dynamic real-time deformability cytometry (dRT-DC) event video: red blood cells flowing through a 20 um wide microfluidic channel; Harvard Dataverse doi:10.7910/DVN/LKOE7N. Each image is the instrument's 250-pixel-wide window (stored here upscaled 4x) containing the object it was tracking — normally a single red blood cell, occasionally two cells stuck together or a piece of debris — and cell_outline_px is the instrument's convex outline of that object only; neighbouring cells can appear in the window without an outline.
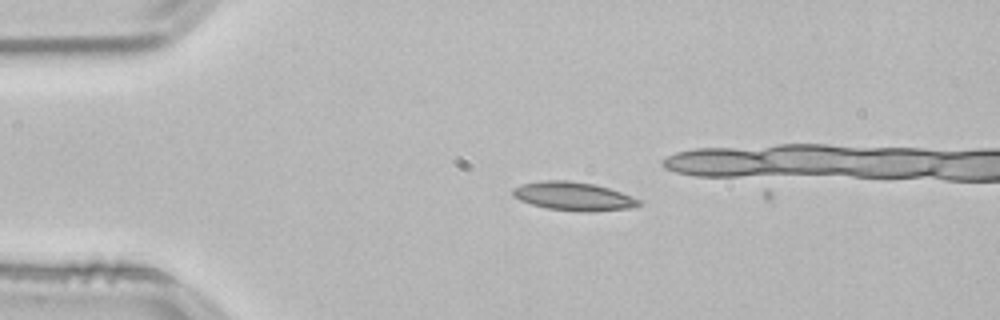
{"species": "common noctule bat (a hibernating species)", "species_latin": "Nyctalus noctula", "temperature_condition": "room temperature", "stored_images_in_passage": 5, "camera_frame_rate_fps": 3000, "um_per_image_px": 0.085, "animal": {"sex": "male", "body_mass_g": 21.5, "forearm_length_mm": 52.0}, "frame": {"image": 1, "passage_image": 3, "time_ms": 0.667, "image_size_px": [1000, 320], "cell_outline_px": [[640, 204], [636, 208], [588, 212], [548, 208], [532, 204], [520, 200], [512, 196], [512, 188], [520, 184], [540, 180], [568, 180], [592, 184], [608, 188], [620, 192], [640, 200]], "centroid_in_image_um": [48.72, 16.68], "position_along_channel_um": 36.3, "area_um2": 20.92}}